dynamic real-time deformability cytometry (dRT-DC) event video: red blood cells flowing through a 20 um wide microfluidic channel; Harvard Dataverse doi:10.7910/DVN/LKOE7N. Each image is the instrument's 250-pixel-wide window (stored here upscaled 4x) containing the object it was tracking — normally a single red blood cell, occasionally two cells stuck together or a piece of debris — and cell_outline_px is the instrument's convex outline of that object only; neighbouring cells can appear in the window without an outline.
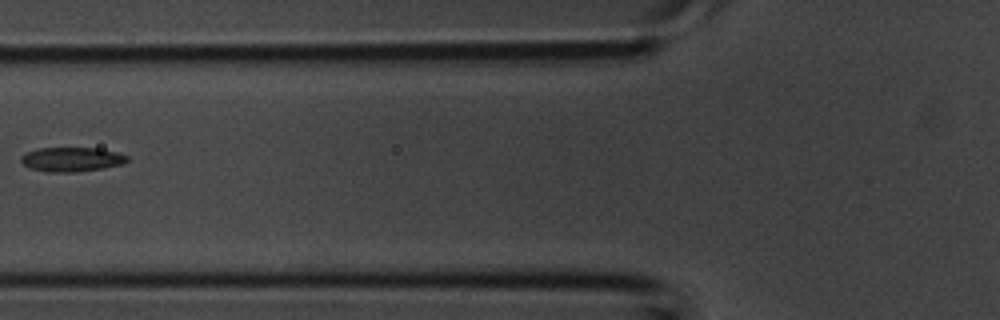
{"species": "common noctule bat (a hibernating species)", "species_latin": "Nyctalus noctula", "temperature_condition": "room temperature", "stored_images_in_passage": 4, "camera_frame_rate_fps": 3000, "um_per_image_px": 0.085, "animal": {"sex": "male", "body_mass_g": 20.1, "forearm_length_mm": 53.5}, "frame": {"image": 1, "passage_image": 4, "time_ms": 1.0, "image_size_px": [1000, 320], "cell_outline_px": [[128, 160], [124, 164], [104, 168], [72, 172], [44, 172], [28, 168], [20, 160], [20, 156], [36, 148], [96, 148], [116, 152], [128, 156]], "centroid_in_image_um": [6.07, 13.55], "position_along_channel_um": 119.7, "area_um2": 15.14}}